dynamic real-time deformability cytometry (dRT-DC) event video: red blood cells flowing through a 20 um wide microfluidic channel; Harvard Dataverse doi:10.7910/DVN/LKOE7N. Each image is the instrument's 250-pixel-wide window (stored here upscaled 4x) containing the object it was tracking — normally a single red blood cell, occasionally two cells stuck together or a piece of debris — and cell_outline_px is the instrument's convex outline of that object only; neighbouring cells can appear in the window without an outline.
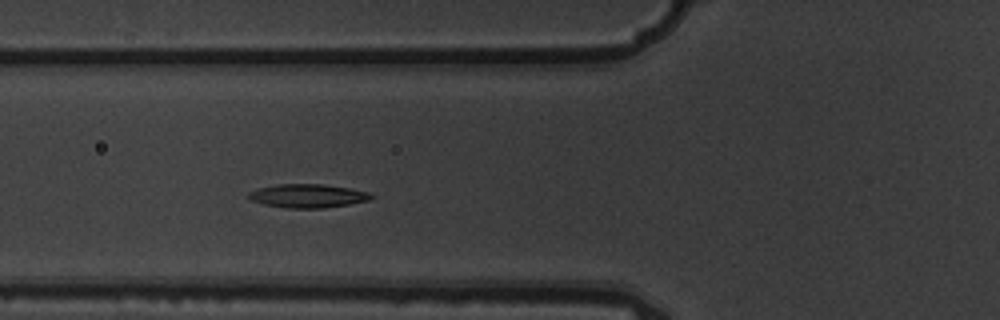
{"species": "common noctule bat (a hibernating species)", "species_latin": "Nyctalus noctula", "temperature_condition": "warm", "stored_images_in_passage": 3, "camera_frame_rate_fps": 3000, "um_per_image_px": 0.085, "animal": {"sex": "male", "body_mass_g": 19.5, "forearm_length_mm": 54.6}, "frame": {"image": 1, "passage_image": 3, "time_ms": 0.667, "image_size_px": [1000, 320], "cell_outline_px": [[372, 196], [368, 200], [348, 204], [324, 208], [284, 208], [264, 204], [252, 200], [248, 196], [248, 192], [260, 188], [280, 184], [324, 184], [352, 188], [368, 192]], "centroid_in_image_um": [26.16, 16.65], "position_along_channel_um": 99.6, "area_um2": 16.7}}